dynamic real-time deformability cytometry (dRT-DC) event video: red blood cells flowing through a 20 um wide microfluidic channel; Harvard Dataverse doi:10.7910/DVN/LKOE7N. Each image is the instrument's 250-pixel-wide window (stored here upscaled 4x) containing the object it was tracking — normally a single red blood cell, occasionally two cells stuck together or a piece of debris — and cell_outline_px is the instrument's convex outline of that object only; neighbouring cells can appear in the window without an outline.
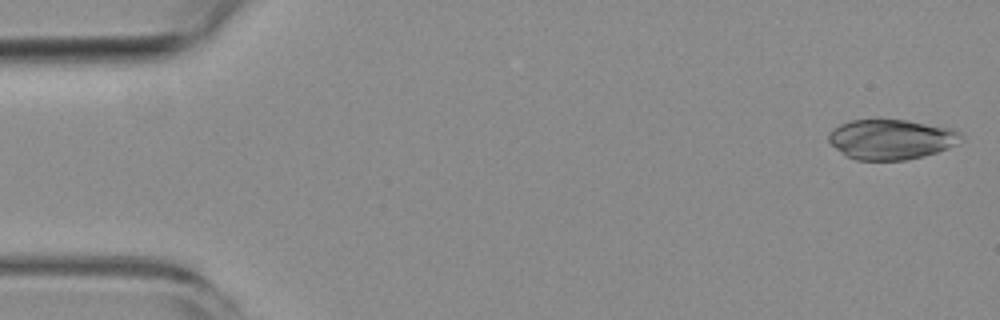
{"species": "common noctule bat (a hibernating species)", "species_latin": "Nyctalus noctula", "temperature_condition": "room temperature", "stored_images_in_passage": 5, "camera_frame_rate_fps": 3000, "um_per_image_px": 0.085, "animal": {"sex": "female", "body_mass_g": 19.3, "forearm_length_mm": 54.1}, "frame": {"image": 1, "passage_image": 1, "time_ms": 0.0, "image_size_px": [1000, 320], "cell_outline_px": [[964, 140], [948, 148], [924, 156], [904, 160], [856, 160], [848, 156], [836, 148], [828, 140], [828, 132], [832, 128], [840, 124], [852, 120], [876, 116], [908, 120], [956, 128], [964, 136]], "centroid_in_image_um": [75.78, 11.79], "position_along_channel_um": 9.2, "area_um2": 31.96}}
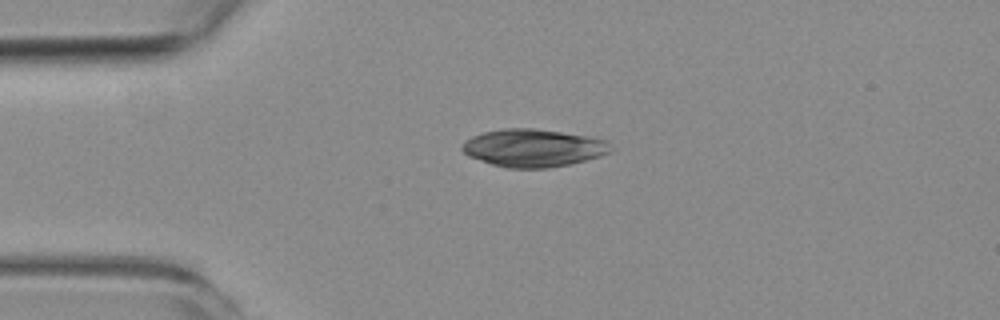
{"frame": {"image": 2, "passage_image": 4, "time_ms": 3.667, "image_size_px": [1000, 320], "cell_outline_px": [[616, 148], [612, 152], [600, 156], [568, 164], [548, 168], [508, 168], [492, 164], [468, 156], [460, 148], [464, 140], [472, 136], [484, 132], [504, 128], [532, 128], [588, 136], [608, 140]], "centroid_in_image_um": [45.36, 12.57], "position_along_channel_um": 39.6, "area_um2": 32.83}}